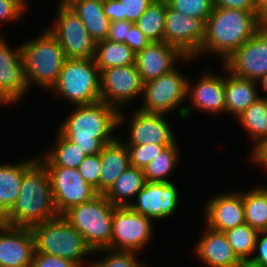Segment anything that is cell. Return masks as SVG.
<instances>
[{
    "label": "cell",
    "mask_w": 267,
    "mask_h": 267,
    "mask_svg": "<svg viewBox=\"0 0 267 267\" xmlns=\"http://www.w3.org/2000/svg\"><path fill=\"white\" fill-rule=\"evenodd\" d=\"M214 7L244 11H259L256 0H212Z\"/></svg>",
    "instance_id": "45"
},
{
    "label": "cell",
    "mask_w": 267,
    "mask_h": 267,
    "mask_svg": "<svg viewBox=\"0 0 267 267\" xmlns=\"http://www.w3.org/2000/svg\"><path fill=\"white\" fill-rule=\"evenodd\" d=\"M130 119L127 121L129 138L125 142L123 140L125 145H172L177 142L164 114L146 113L137 109Z\"/></svg>",
    "instance_id": "19"
},
{
    "label": "cell",
    "mask_w": 267,
    "mask_h": 267,
    "mask_svg": "<svg viewBox=\"0 0 267 267\" xmlns=\"http://www.w3.org/2000/svg\"><path fill=\"white\" fill-rule=\"evenodd\" d=\"M258 8H260L267 0H256Z\"/></svg>",
    "instance_id": "52"
},
{
    "label": "cell",
    "mask_w": 267,
    "mask_h": 267,
    "mask_svg": "<svg viewBox=\"0 0 267 267\" xmlns=\"http://www.w3.org/2000/svg\"><path fill=\"white\" fill-rule=\"evenodd\" d=\"M202 76L194 86L193 82L188 80L187 98L190 97L191 106L179 108L178 117L181 119L190 118L193 107L210 114L226 113L225 76L213 75L209 71H205Z\"/></svg>",
    "instance_id": "17"
},
{
    "label": "cell",
    "mask_w": 267,
    "mask_h": 267,
    "mask_svg": "<svg viewBox=\"0 0 267 267\" xmlns=\"http://www.w3.org/2000/svg\"><path fill=\"white\" fill-rule=\"evenodd\" d=\"M101 157L99 154L87 155L78 167L84 180L100 194Z\"/></svg>",
    "instance_id": "39"
},
{
    "label": "cell",
    "mask_w": 267,
    "mask_h": 267,
    "mask_svg": "<svg viewBox=\"0 0 267 267\" xmlns=\"http://www.w3.org/2000/svg\"><path fill=\"white\" fill-rule=\"evenodd\" d=\"M259 30L267 31V2L258 11Z\"/></svg>",
    "instance_id": "47"
},
{
    "label": "cell",
    "mask_w": 267,
    "mask_h": 267,
    "mask_svg": "<svg viewBox=\"0 0 267 267\" xmlns=\"http://www.w3.org/2000/svg\"><path fill=\"white\" fill-rule=\"evenodd\" d=\"M180 59L185 62L195 60L193 57H186L177 47L164 41L151 42L135 54V65L143 83H146L171 72L176 68L175 63Z\"/></svg>",
    "instance_id": "18"
},
{
    "label": "cell",
    "mask_w": 267,
    "mask_h": 267,
    "mask_svg": "<svg viewBox=\"0 0 267 267\" xmlns=\"http://www.w3.org/2000/svg\"><path fill=\"white\" fill-rule=\"evenodd\" d=\"M104 253L107 256L101 260L89 263L88 267H146L138 261L137 253L132 251H116L109 248L95 250L94 253Z\"/></svg>",
    "instance_id": "36"
},
{
    "label": "cell",
    "mask_w": 267,
    "mask_h": 267,
    "mask_svg": "<svg viewBox=\"0 0 267 267\" xmlns=\"http://www.w3.org/2000/svg\"><path fill=\"white\" fill-rule=\"evenodd\" d=\"M45 167L49 174L52 199L58 215L98 195L96 189L81 176L78 168Z\"/></svg>",
    "instance_id": "11"
},
{
    "label": "cell",
    "mask_w": 267,
    "mask_h": 267,
    "mask_svg": "<svg viewBox=\"0 0 267 267\" xmlns=\"http://www.w3.org/2000/svg\"><path fill=\"white\" fill-rule=\"evenodd\" d=\"M245 223L257 230H267V198L259 188L243 192Z\"/></svg>",
    "instance_id": "33"
},
{
    "label": "cell",
    "mask_w": 267,
    "mask_h": 267,
    "mask_svg": "<svg viewBox=\"0 0 267 267\" xmlns=\"http://www.w3.org/2000/svg\"><path fill=\"white\" fill-rule=\"evenodd\" d=\"M82 0H60L58 2L59 8H71L74 6L77 2H80Z\"/></svg>",
    "instance_id": "49"
},
{
    "label": "cell",
    "mask_w": 267,
    "mask_h": 267,
    "mask_svg": "<svg viewBox=\"0 0 267 267\" xmlns=\"http://www.w3.org/2000/svg\"><path fill=\"white\" fill-rule=\"evenodd\" d=\"M267 198V186H257Z\"/></svg>",
    "instance_id": "51"
},
{
    "label": "cell",
    "mask_w": 267,
    "mask_h": 267,
    "mask_svg": "<svg viewBox=\"0 0 267 267\" xmlns=\"http://www.w3.org/2000/svg\"><path fill=\"white\" fill-rule=\"evenodd\" d=\"M116 138L104 145L101 152L100 194H105L116 179L130 166L127 146Z\"/></svg>",
    "instance_id": "23"
},
{
    "label": "cell",
    "mask_w": 267,
    "mask_h": 267,
    "mask_svg": "<svg viewBox=\"0 0 267 267\" xmlns=\"http://www.w3.org/2000/svg\"><path fill=\"white\" fill-rule=\"evenodd\" d=\"M35 253L61 257L84 267V258L94 251L84 237L62 216L41 222L30 228Z\"/></svg>",
    "instance_id": "4"
},
{
    "label": "cell",
    "mask_w": 267,
    "mask_h": 267,
    "mask_svg": "<svg viewBox=\"0 0 267 267\" xmlns=\"http://www.w3.org/2000/svg\"><path fill=\"white\" fill-rule=\"evenodd\" d=\"M146 184L144 170L129 166L104 196L115 206H129Z\"/></svg>",
    "instance_id": "26"
},
{
    "label": "cell",
    "mask_w": 267,
    "mask_h": 267,
    "mask_svg": "<svg viewBox=\"0 0 267 267\" xmlns=\"http://www.w3.org/2000/svg\"><path fill=\"white\" fill-rule=\"evenodd\" d=\"M246 267H267V230L258 233L253 256Z\"/></svg>",
    "instance_id": "40"
},
{
    "label": "cell",
    "mask_w": 267,
    "mask_h": 267,
    "mask_svg": "<svg viewBox=\"0 0 267 267\" xmlns=\"http://www.w3.org/2000/svg\"><path fill=\"white\" fill-rule=\"evenodd\" d=\"M188 80L176 67L171 72L144 83L143 103L138 109L146 113H169L187 98Z\"/></svg>",
    "instance_id": "9"
},
{
    "label": "cell",
    "mask_w": 267,
    "mask_h": 267,
    "mask_svg": "<svg viewBox=\"0 0 267 267\" xmlns=\"http://www.w3.org/2000/svg\"><path fill=\"white\" fill-rule=\"evenodd\" d=\"M167 1L153 0L145 12L134 23L150 42L164 41Z\"/></svg>",
    "instance_id": "30"
},
{
    "label": "cell",
    "mask_w": 267,
    "mask_h": 267,
    "mask_svg": "<svg viewBox=\"0 0 267 267\" xmlns=\"http://www.w3.org/2000/svg\"><path fill=\"white\" fill-rule=\"evenodd\" d=\"M179 193L174 182H146L128 206L152 221L170 217L178 208Z\"/></svg>",
    "instance_id": "16"
},
{
    "label": "cell",
    "mask_w": 267,
    "mask_h": 267,
    "mask_svg": "<svg viewBox=\"0 0 267 267\" xmlns=\"http://www.w3.org/2000/svg\"><path fill=\"white\" fill-rule=\"evenodd\" d=\"M153 0H103V10L110 22L135 23Z\"/></svg>",
    "instance_id": "34"
},
{
    "label": "cell",
    "mask_w": 267,
    "mask_h": 267,
    "mask_svg": "<svg viewBox=\"0 0 267 267\" xmlns=\"http://www.w3.org/2000/svg\"><path fill=\"white\" fill-rule=\"evenodd\" d=\"M124 111L98 101L78 105L62 121L58 131L76 144L86 155L99 154L104 145L113 142V131L126 120ZM112 134V135H111Z\"/></svg>",
    "instance_id": "1"
},
{
    "label": "cell",
    "mask_w": 267,
    "mask_h": 267,
    "mask_svg": "<svg viewBox=\"0 0 267 267\" xmlns=\"http://www.w3.org/2000/svg\"><path fill=\"white\" fill-rule=\"evenodd\" d=\"M57 216L49 174L45 165L36 158L23 173L19 196L5 215V224L31 228Z\"/></svg>",
    "instance_id": "2"
},
{
    "label": "cell",
    "mask_w": 267,
    "mask_h": 267,
    "mask_svg": "<svg viewBox=\"0 0 267 267\" xmlns=\"http://www.w3.org/2000/svg\"><path fill=\"white\" fill-rule=\"evenodd\" d=\"M205 227V233L194 247L200 261L209 267H246L234 253L224 232Z\"/></svg>",
    "instance_id": "22"
},
{
    "label": "cell",
    "mask_w": 267,
    "mask_h": 267,
    "mask_svg": "<svg viewBox=\"0 0 267 267\" xmlns=\"http://www.w3.org/2000/svg\"><path fill=\"white\" fill-rule=\"evenodd\" d=\"M18 2H20L25 8H27L28 9V7H27V0H17Z\"/></svg>",
    "instance_id": "53"
},
{
    "label": "cell",
    "mask_w": 267,
    "mask_h": 267,
    "mask_svg": "<svg viewBox=\"0 0 267 267\" xmlns=\"http://www.w3.org/2000/svg\"><path fill=\"white\" fill-rule=\"evenodd\" d=\"M235 76L255 80L267 74V31L258 30L223 62Z\"/></svg>",
    "instance_id": "14"
},
{
    "label": "cell",
    "mask_w": 267,
    "mask_h": 267,
    "mask_svg": "<svg viewBox=\"0 0 267 267\" xmlns=\"http://www.w3.org/2000/svg\"><path fill=\"white\" fill-rule=\"evenodd\" d=\"M50 90L74 106L100 101V71L94 59H66Z\"/></svg>",
    "instance_id": "7"
},
{
    "label": "cell",
    "mask_w": 267,
    "mask_h": 267,
    "mask_svg": "<svg viewBox=\"0 0 267 267\" xmlns=\"http://www.w3.org/2000/svg\"><path fill=\"white\" fill-rule=\"evenodd\" d=\"M71 9L81 19L90 36L96 42L106 38L110 20L104 14L103 0H82Z\"/></svg>",
    "instance_id": "27"
},
{
    "label": "cell",
    "mask_w": 267,
    "mask_h": 267,
    "mask_svg": "<svg viewBox=\"0 0 267 267\" xmlns=\"http://www.w3.org/2000/svg\"><path fill=\"white\" fill-rule=\"evenodd\" d=\"M151 42L146 35L132 22H130V31L128 34V46L136 54L142 51Z\"/></svg>",
    "instance_id": "44"
},
{
    "label": "cell",
    "mask_w": 267,
    "mask_h": 267,
    "mask_svg": "<svg viewBox=\"0 0 267 267\" xmlns=\"http://www.w3.org/2000/svg\"><path fill=\"white\" fill-rule=\"evenodd\" d=\"M225 76V105L226 113L238 117L258 99L257 87L254 80L235 76L227 71Z\"/></svg>",
    "instance_id": "24"
},
{
    "label": "cell",
    "mask_w": 267,
    "mask_h": 267,
    "mask_svg": "<svg viewBox=\"0 0 267 267\" xmlns=\"http://www.w3.org/2000/svg\"><path fill=\"white\" fill-rule=\"evenodd\" d=\"M36 158L24 159L16 164H0V211L4 216L17 201L25 169Z\"/></svg>",
    "instance_id": "25"
},
{
    "label": "cell",
    "mask_w": 267,
    "mask_h": 267,
    "mask_svg": "<svg viewBox=\"0 0 267 267\" xmlns=\"http://www.w3.org/2000/svg\"><path fill=\"white\" fill-rule=\"evenodd\" d=\"M259 30L258 11L213 7L206 20L205 38L199 52L218 55L223 63Z\"/></svg>",
    "instance_id": "3"
},
{
    "label": "cell",
    "mask_w": 267,
    "mask_h": 267,
    "mask_svg": "<svg viewBox=\"0 0 267 267\" xmlns=\"http://www.w3.org/2000/svg\"><path fill=\"white\" fill-rule=\"evenodd\" d=\"M35 252L30 228L0 227V267H31Z\"/></svg>",
    "instance_id": "20"
},
{
    "label": "cell",
    "mask_w": 267,
    "mask_h": 267,
    "mask_svg": "<svg viewBox=\"0 0 267 267\" xmlns=\"http://www.w3.org/2000/svg\"><path fill=\"white\" fill-rule=\"evenodd\" d=\"M57 21L49 26L50 33L59 41L66 59H93L96 41L71 8L57 7Z\"/></svg>",
    "instance_id": "10"
},
{
    "label": "cell",
    "mask_w": 267,
    "mask_h": 267,
    "mask_svg": "<svg viewBox=\"0 0 267 267\" xmlns=\"http://www.w3.org/2000/svg\"><path fill=\"white\" fill-rule=\"evenodd\" d=\"M28 87L21 45L12 49L0 36V104H17Z\"/></svg>",
    "instance_id": "15"
},
{
    "label": "cell",
    "mask_w": 267,
    "mask_h": 267,
    "mask_svg": "<svg viewBox=\"0 0 267 267\" xmlns=\"http://www.w3.org/2000/svg\"><path fill=\"white\" fill-rule=\"evenodd\" d=\"M242 127L248 132L254 144L267 138V100L258 98L238 117H236Z\"/></svg>",
    "instance_id": "31"
},
{
    "label": "cell",
    "mask_w": 267,
    "mask_h": 267,
    "mask_svg": "<svg viewBox=\"0 0 267 267\" xmlns=\"http://www.w3.org/2000/svg\"><path fill=\"white\" fill-rule=\"evenodd\" d=\"M178 144L167 146L152 160L144 169L146 182H171L170 174L177 167L179 162ZM174 169V170H173ZM169 176V177H168Z\"/></svg>",
    "instance_id": "32"
},
{
    "label": "cell",
    "mask_w": 267,
    "mask_h": 267,
    "mask_svg": "<svg viewBox=\"0 0 267 267\" xmlns=\"http://www.w3.org/2000/svg\"><path fill=\"white\" fill-rule=\"evenodd\" d=\"M254 82H255V84H256V86H257V94H258V98H260V99H266L267 100V95H265V96H261L259 93V89H258V83L260 84H262V87H263V89H264V91L266 92V94H267V74L266 75H263V76H260V77H258V78H256L255 80H254Z\"/></svg>",
    "instance_id": "48"
},
{
    "label": "cell",
    "mask_w": 267,
    "mask_h": 267,
    "mask_svg": "<svg viewBox=\"0 0 267 267\" xmlns=\"http://www.w3.org/2000/svg\"><path fill=\"white\" fill-rule=\"evenodd\" d=\"M93 59L101 71L111 67L135 64V53L126 43L104 39L96 42Z\"/></svg>",
    "instance_id": "28"
},
{
    "label": "cell",
    "mask_w": 267,
    "mask_h": 267,
    "mask_svg": "<svg viewBox=\"0 0 267 267\" xmlns=\"http://www.w3.org/2000/svg\"><path fill=\"white\" fill-rule=\"evenodd\" d=\"M206 23L184 15L167 5L164 42L177 47L186 57H194L205 38Z\"/></svg>",
    "instance_id": "13"
},
{
    "label": "cell",
    "mask_w": 267,
    "mask_h": 267,
    "mask_svg": "<svg viewBox=\"0 0 267 267\" xmlns=\"http://www.w3.org/2000/svg\"><path fill=\"white\" fill-rule=\"evenodd\" d=\"M129 153L130 166L145 169L165 147L170 145L144 144L126 145Z\"/></svg>",
    "instance_id": "38"
},
{
    "label": "cell",
    "mask_w": 267,
    "mask_h": 267,
    "mask_svg": "<svg viewBox=\"0 0 267 267\" xmlns=\"http://www.w3.org/2000/svg\"><path fill=\"white\" fill-rule=\"evenodd\" d=\"M144 83L135 64L100 71L101 101L121 111L122 106L143 94ZM127 102V103H126Z\"/></svg>",
    "instance_id": "12"
},
{
    "label": "cell",
    "mask_w": 267,
    "mask_h": 267,
    "mask_svg": "<svg viewBox=\"0 0 267 267\" xmlns=\"http://www.w3.org/2000/svg\"><path fill=\"white\" fill-rule=\"evenodd\" d=\"M54 146L44 156L37 157L45 166L78 168L87 156L76 144L65 138L58 130Z\"/></svg>",
    "instance_id": "29"
},
{
    "label": "cell",
    "mask_w": 267,
    "mask_h": 267,
    "mask_svg": "<svg viewBox=\"0 0 267 267\" xmlns=\"http://www.w3.org/2000/svg\"><path fill=\"white\" fill-rule=\"evenodd\" d=\"M168 5L178 12L196 19H202L205 23L213 10L212 0H166Z\"/></svg>",
    "instance_id": "37"
},
{
    "label": "cell",
    "mask_w": 267,
    "mask_h": 267,
    "mask_svg": "<svg viewBox=\"0 0 267 267\" xmlns=\"http://www.w3.org/2000/svg\"><path fill=\"white\" fill-rule=\"evenodd\" d=\"M31 267H79V266L75 262H72L70 260L61 257L34 252Z\"/></svg>",
    "instance_id": "42"
},
{
    "label": "cell",
    "mask_w": 267,
    "mask_h": 267,
    "mask_svg": "<svg viewBox=\"0 0 267 267\" xmlns=\"http://www.w3.org/2000/svg\"><path fill=\"white\" fill-rule=\"evenodd\" d=\"M205 225L225 232L245 223L243 192L216 194L205 203Z\"/></svg>",
    "instance_id": "21"
},
{
    "label": "cell",
    "mask_w": 267,
    "mask_h": 267,
    "mask_svg": "<svg viewBox=\"0 0 267 267\" xmlns=\"http://www.w3.org/2000/svg\"><path fill=\"white\" fill-rule=\"evenodd\" d=\"M153 221L131 210L117 206L112 217L110 249L139 253L153 237Z\"/></svg>",
    "instance_id": "8"
},
{
    "label": "cell",
    "mask_w": 267,
    "mask_h": 267,
    "mask_svg": "<svg viewBox=\"0 0 267 267\" xmlns=\"http://www.w3.org/2000/svg\"><path fill=\"white\" fill-rule=\"evenodd\" d=\"M116 207L104 194H98L88 202L69 208L62 216L84 237L93 251L110 249L112 217Z\"/></svg>",
    "instance_id": "6"
},
{
    "label": "cell",
    "mask_w": 267,
    "mask_h": 267,
    "mask_svg": "<svg viewBox=\"0 0 267 267\" xmlns=\"http://www.w3.org/2000/svg\"><path fill=\"white\" fill-rule=\"evenodd\" d=\"M258 231L244 223L224 232L237 257L246 265L253 256Z\"/></svg>",
    "instance_id": "35"
},
{
    "label": "cell",
    "mask_w": 267,
    "mask_h": 267,
    "mask_svg": "<svg viewBox=\"0 0 267 267\" xmlns=\"http://www.w3.org/2000/svg\"><path fill=\"white\" fill-rule=\"evenodd\" d=\"M26 8L17 0H0V21L17 22Z\"/></svg>",
    "instance_id": "41"
},
{
    "label": "cell",
    "mask_w": 267,
    "mask_h": 267,
    "mask_svg": "<svg viewBox=\"0 0 267 267\" xmlns=\"http://www.w3.org/2000/svg\"><path fill=\"white\" fill-rule=\"evenodd\" d=\"M21 53L28 86L34 83L50 91L66 60L59 41L47 27L36 38L21 44Z\"/></svg>",
    "instance_id": "5"
},
{
    "label": "cell",
    "mask_w": 267,
    "mask_h": 267,
    "mask_svg": "<svg viewBox=\"0 0 267 267\" xmlns=\"http://www.w3.org/2000/svg\"><path fill=\"white\" fill-rule=\"evenodd\" d=\"M253 147L251 161L267 169V138L258 140Z\"/></svg>",
    "instance_id": "46"
},
{
    "label": "cell",
    "mask_w": 267,
    "mask_h": 267,
    "mask_svg": "<svg viewBox=\"0 0 267 267\" xmlns=\"http://www.w3.org/2000/svg\"><path fill=\"white\" fill-rule=\"evenodd\" d=\"M3 225H5V216L0 211V227H2Z\"/></svg>",
    "instance_id": "50"
},
{
    "label": "cell",
    "mask_w": 267,
    "mask_h": 267,
    "mask_svg": "<svg viewBox=\"0 0 267 267\" xmlns=\"http://www.w3.org/2000/svg\"><path fill=\"white\" fill-rule=\"evenodd\" d=\"M130 31L129 21H114L110 22L108 33L105 39L122 42L128 45V34Z\"/></svg>",
    "instance_id": "43"
}]
</instances>
